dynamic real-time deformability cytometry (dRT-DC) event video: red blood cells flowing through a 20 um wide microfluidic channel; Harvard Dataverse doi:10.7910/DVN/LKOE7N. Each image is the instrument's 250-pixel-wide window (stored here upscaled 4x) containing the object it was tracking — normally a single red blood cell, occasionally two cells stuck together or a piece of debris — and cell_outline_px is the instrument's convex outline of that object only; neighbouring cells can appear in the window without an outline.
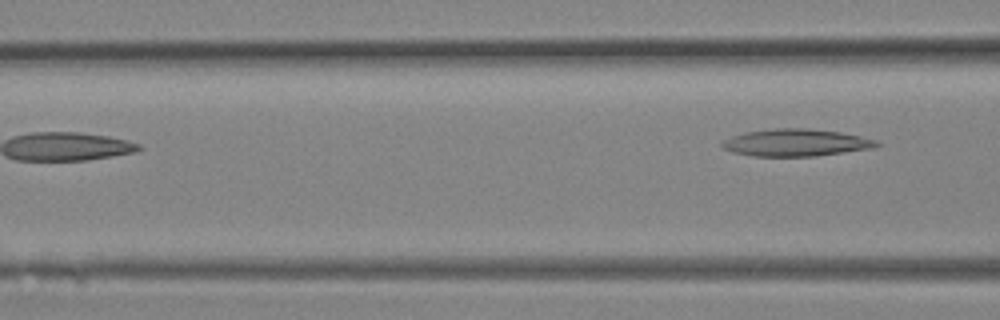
{"species": "Egyptian fruit bat (a non-hibernating species)", "species_latin": "Rousettus aegyptiacus", "temperature_condition": "room temperature", "stored_images_in_passage": 9, "segment_of_instrument_passage": [2, 2], "camera_frame_rate_fps": 3000, "um_per_image_px": 0.085, "animal": {"sex": "female"}, "frame": {"image": 1, "passage_image": 9, "time_ms": 2.667, "image_size_px": [1000, 320], "cell_outline_px": [[880, 144], [872, 148], [816, 156], [756, 156], [732, 152], [724, 148], [720, 144], [724, 140], [732, 136], [748, 132], [772, 128], [808, 128], [840, 132], [860, 136], [876, 140]], "centroid_in_image_um": [67.65, 12.12], "position_along_channel_um": 98.9, "area_um2": 24.28}}